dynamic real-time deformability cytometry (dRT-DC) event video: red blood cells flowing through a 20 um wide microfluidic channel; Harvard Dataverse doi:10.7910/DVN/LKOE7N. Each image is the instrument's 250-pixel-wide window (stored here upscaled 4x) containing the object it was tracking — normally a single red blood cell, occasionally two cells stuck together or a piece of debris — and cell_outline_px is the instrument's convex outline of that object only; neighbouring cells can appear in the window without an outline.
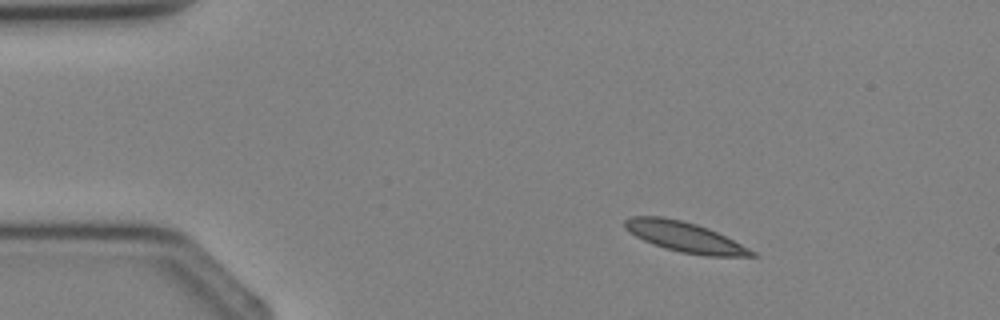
{"species": "Egyptian fruit bat (a non-hibernating species)", "species_latin": "Rousettus aegyptiacus", "temperature_condition": "cold", "stored_images_in_passage": 2, "camera_frame_rate_fps": 3000, "um_per_image_px": 0.085, "animal": {"sex": "female"}, "frame": {"image": 1, "passage_image": 1, "time_ms": 0.0, "image_size_px": [1000, 320], "cell_outline_px": [[760, 256], [704, 256], [680, 252], [664, 248], [644, 240], [636, 236], [624, 228], [624, 220], [632, 216], [664, 216], [696, 224], [708, 228], [756, 252]], "centroid_in_image_um": [58.18, 20.14], "position_along_channel_um": 26.8, "area_um2": 22.08}}
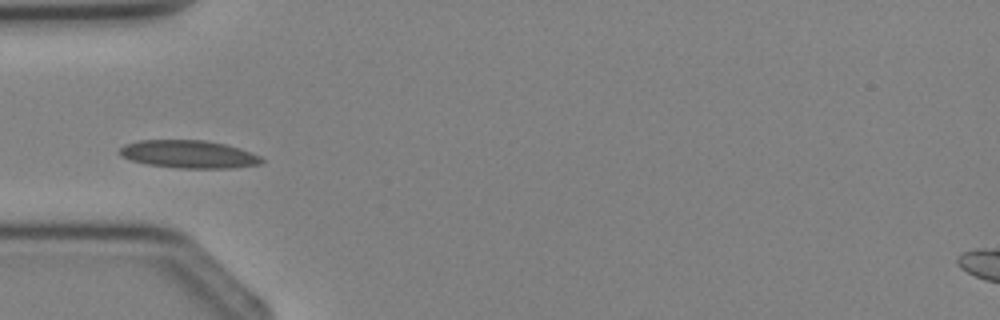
{"frame": {"image": 2, "passage_image": 2, "time_ms": 2.0, "image_size_px": [1000, 320], "cell_outline_px": [[264, 160], [260, 164], [232, 168], [176, 168], [148, 164], [132, 160], [120, 156], [116, 152], [124, 144], [140, 140], [204, 140], [224, 144], [240, 148], [252, 152], [260, 156]], "centroid_in_image_um": [16.02, 13.11], "position_along_channel_um": 69.0, "area_um2": 23.12}}